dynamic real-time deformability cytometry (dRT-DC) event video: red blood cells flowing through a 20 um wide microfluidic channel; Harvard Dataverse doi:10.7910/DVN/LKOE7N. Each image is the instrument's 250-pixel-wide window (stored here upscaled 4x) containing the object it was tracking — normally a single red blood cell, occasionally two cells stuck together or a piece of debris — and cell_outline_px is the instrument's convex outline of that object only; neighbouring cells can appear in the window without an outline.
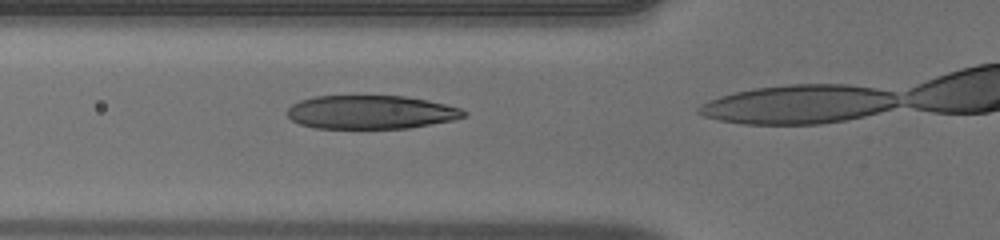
{"species": "human", "species_latin": "Homo sapiens", "temperature_condition": "warm", "stored_images_in_passage": 15, "camera_frame_rate_fps": 3000, "um_per_image_px": 0.085, "donor": {"sex": "male"}, "frame": {"image": 1, "passage_image": 12, "time_ms": 3.667, "image_size_px": [1000, 240], "cell_outline_px": [[468, 112], [464, 116], [452, 120], [408, 128], [316, 128], [300, 124], [292, 120], [288, 116], [288, 108], [292, 104], [300, 100], [316, 96], [404, 96], [428, 100], [460, 108]], "centroid_in_image_um": [31.51, 9.53], "position_along_channel_um": 94.3, "area_um2": 34.33}}